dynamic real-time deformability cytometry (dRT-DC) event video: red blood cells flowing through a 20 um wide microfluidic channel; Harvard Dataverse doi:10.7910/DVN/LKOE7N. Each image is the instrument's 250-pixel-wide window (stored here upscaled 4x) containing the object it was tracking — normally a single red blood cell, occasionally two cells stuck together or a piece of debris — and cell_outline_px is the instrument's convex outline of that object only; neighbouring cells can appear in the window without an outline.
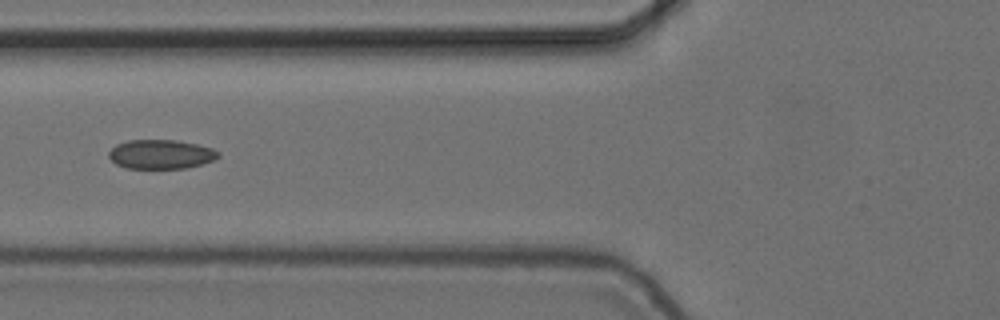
{"species": "common noctule bat (a hibernating species)", "species_latin": "Nyctalus noctula", "temperature_condition": "cold", "stored_images_in_passage": 13, "camera_frame_rate_fps": 3000, "um_per_image_px": 0.085, "animal": {"sex": "female", "body_mass_g": 24.6, "forearm_length_mm": 56.2}, "frame": {"image": 1, "passage_image": 6, "time_ms": 1.667, "image_size_px": [1000, 320], "cell_outline_px": [[220, 156], [212, 160], [188, 168], [128, 168], [116, 164], [108, 156], [108, 152], [116, 144], [128, 140], [176, 140], [196, 144], [212, 148], [220, 152]], "centroid_in_image_um": [13.67, 13.11], "position_along_channel_um": 112.1, "area_um2": 18.55}}